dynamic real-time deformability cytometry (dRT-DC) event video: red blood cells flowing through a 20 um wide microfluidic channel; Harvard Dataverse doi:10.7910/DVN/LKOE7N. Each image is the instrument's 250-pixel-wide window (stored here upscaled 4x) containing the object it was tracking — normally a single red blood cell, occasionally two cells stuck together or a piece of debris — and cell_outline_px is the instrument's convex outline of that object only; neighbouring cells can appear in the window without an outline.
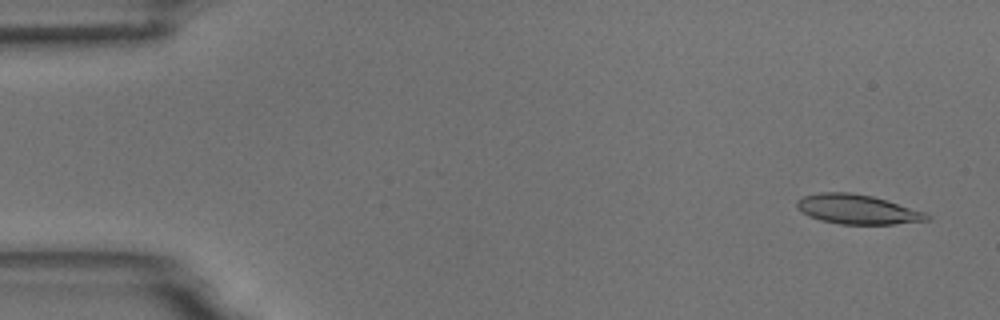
{"species": "common noctule bat (a hibernating species)", "species_latin": "Nyctalus noctula", "temperature_condition": "room temperature", "stored_images_in_passage": 12, "camera_frame_rate_fps": 3000, "um_per_image_px": 0.085, "animal": {"sex": "male", "body_mass_g": 18.8}, "frame": {"image": 1, "passage_image": 3, "time_ms": 0.667, "image_size_px": [1000, 320], "cell_outline_px": [[932, 216], [928, 220], [892, 224], [840, 224], [820, 220], [808, 216], [796, 204], [796, 200], [804, 196], [820, 192], [848, 192], [872, 196], [924, 212]], "centroid_in_image_um": [72.86, 17.79], "position_along_channel_um": 12.1, "area_um2": 22.02}}